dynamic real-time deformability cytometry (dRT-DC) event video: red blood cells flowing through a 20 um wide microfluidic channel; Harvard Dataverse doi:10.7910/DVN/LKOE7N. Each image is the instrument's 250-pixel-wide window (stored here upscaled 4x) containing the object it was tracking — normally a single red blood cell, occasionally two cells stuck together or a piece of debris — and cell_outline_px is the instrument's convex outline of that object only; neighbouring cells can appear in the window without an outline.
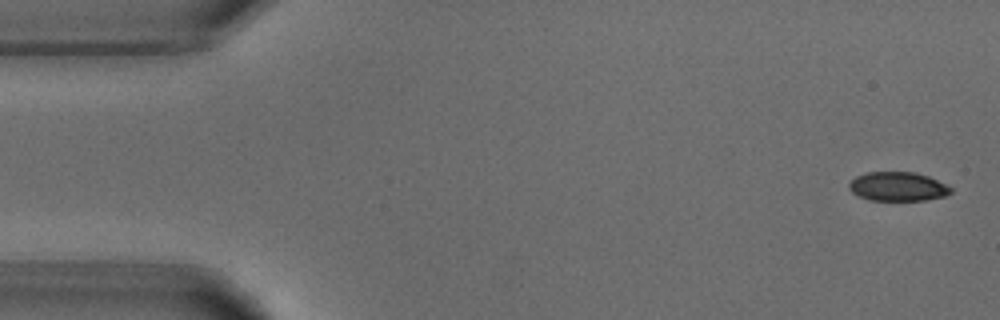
{"species": "common noctule bat (a hibernating species)", "species_latin": "Nyctalus noctula", "temperature_condition": "warm", "stored_images_in_passage": 5, "camera_frame_rate_fps": 3000, "um_per_image_px": 0.085, "animal": {"sex": "male", "body_mass_g": 18.8}, "frame": {"image": 1, "passage_image": 1, "time_ms": 0.0, "image_size_px": [1000, 320], "cell_outline_px": [[952, 192], [944, 196], [924, 200], [868, 200], [852, 192], [848, 188], [848, 184], [856, 176], [868, 172], [916, 172], [928, 176], [952, 188]], "centroid_in_image_um": [76.29, 15.85], "position_along_channel_um": 8.7, "area_um2": 17.11}}
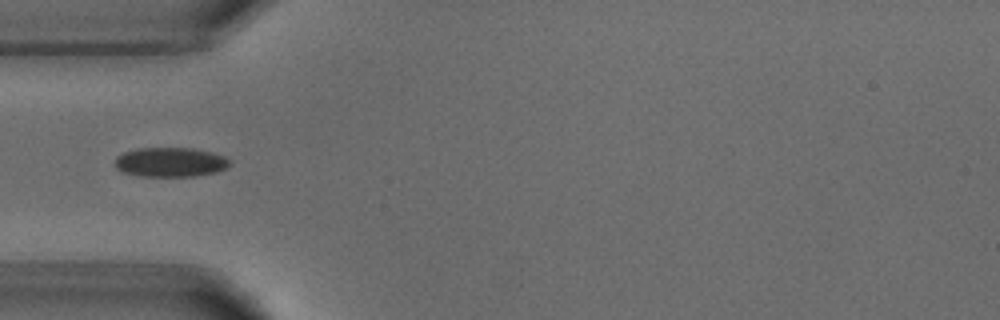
{"frame": {"image": 2, "passage_image": 4, "time_ms": 4.667, "image_size_px": [1000, 320], "cell_outline_px": [[232, 164], [228, 168], [216, 172], [196, 176], [140, 176], [124, 172], [116, 168], [116, 156], [124, 152], [136, 148], [192, 148], [212, 152], [224, 156]], "centroid_in_image_um": [14.51, 13.78], "position_along_channel_um": 70.5, "area_um2": 19.77}}